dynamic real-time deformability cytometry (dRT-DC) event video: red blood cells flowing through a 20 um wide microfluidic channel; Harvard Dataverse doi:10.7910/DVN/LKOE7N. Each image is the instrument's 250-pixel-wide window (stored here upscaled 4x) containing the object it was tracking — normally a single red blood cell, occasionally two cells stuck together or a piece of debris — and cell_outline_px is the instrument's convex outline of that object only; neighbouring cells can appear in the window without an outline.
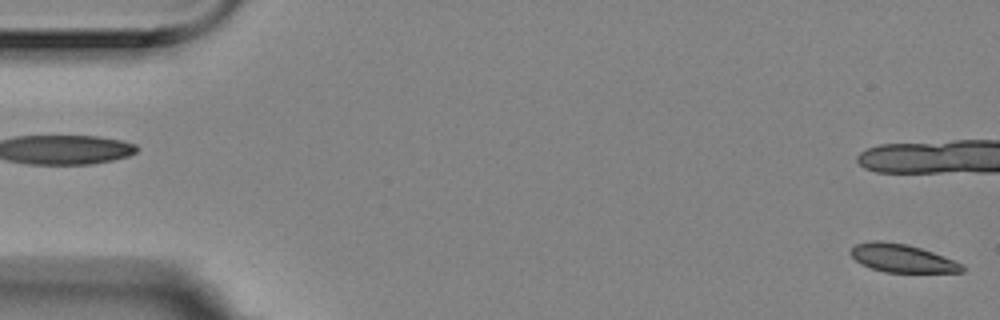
{"species": "Egyptian fruit bat (a non-hibernating species)", "species_latin": "Rousettus aegyptiacus", "temperature_condition": "room temperature", "stored_images_in_passage": 5, "segment_of_instrument_passage": [2, 2], "camera_frame_rate_fps": 3000, "um_per_image_px": 0.085, "animal": {"sex": "female"}, "frame": {"image": 1, "passage_image": 5, "time_ms": 1.333, "image_size_px": [1000, 320], "cell_outline_px": [[964, 272], [884, 272], [860, 264], [852, 256], [852, 248], [856, 244], [872, 240], [880, 240], [908, 244], [932, 252], [964, 264]], "centroid_in_image_um": [76.69, 21.94], "position_along_channel_um": 8.3, "area_um2": 18.15}}